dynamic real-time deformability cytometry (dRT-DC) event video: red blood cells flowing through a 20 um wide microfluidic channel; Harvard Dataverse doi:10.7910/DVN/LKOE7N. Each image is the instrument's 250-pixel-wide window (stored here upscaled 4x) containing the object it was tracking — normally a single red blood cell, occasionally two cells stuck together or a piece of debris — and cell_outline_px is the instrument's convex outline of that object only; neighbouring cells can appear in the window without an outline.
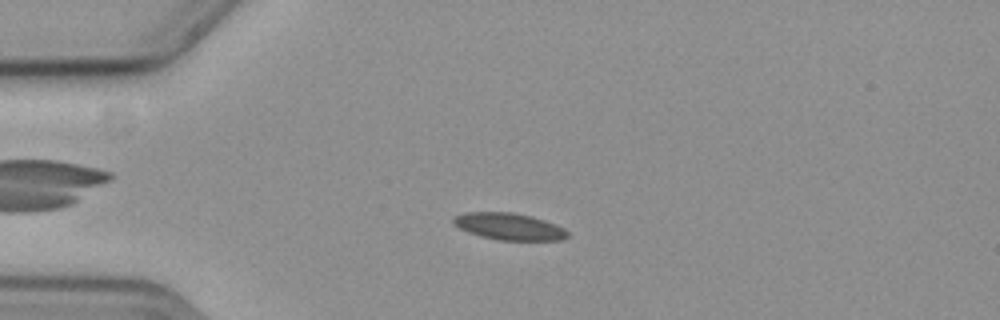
{"species": "common noctule bat (a hibernating species)", "species_latin": "Nyctalus noctula", "temperature_condition": "cold", "stored_images_in_passage": 52, "camera_frame_rate_fps": 3000, "um_per_image_px": 0.085, "animal": {"sex": "female", "body_mass_g": 19.3, "forearm_length_mm": 54.1}, "frame": {"image": 1, "passage_image": 8, "time_ms": 2.333, "image_size_px": [1000, 320], "cell_outline_px": [[568, 236], [560, 240], [496, 240], [480, 236], [468, 232], [452, 224], [452, 216], [464, 212], [512, 212], [532, 216], [556, 224], [564, 228], [568, 232]], "centroid_in_image_um": [43.23, 19.24], "position_along_channel_um": 41.8, "area_um2": 18.03}}
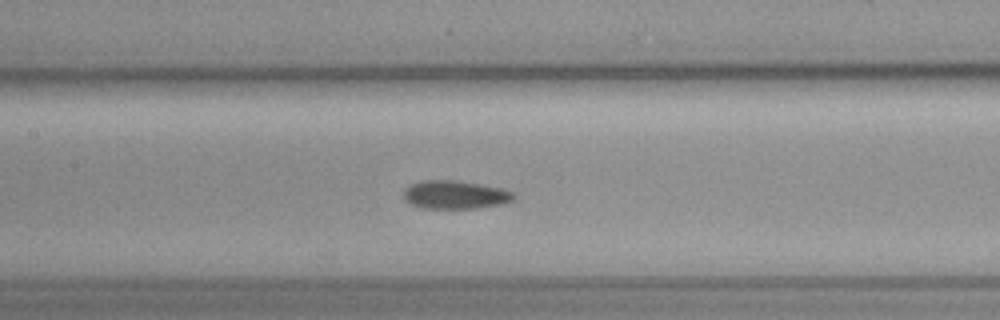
{"frame": {"image": 2, "passage_image": 21, "time_ms": 6.667, "image_size_px": [1000, 320], "cell_outline_px": [[516, 196], [512, 200], [504, 204], [476, 208], [420, 208], [404, 200], [404, 188], [420, 180], [452, 180], [504, 188], [516, 192]], "centroid_in_image_um": [38.71, 16.55], "position_along_channel_um": 168.7, "area_um2": 18.32}}
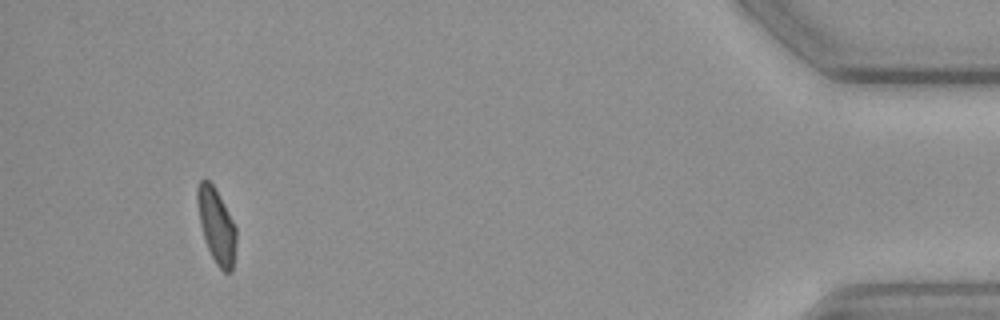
{"frame": {"image": 3, "passage_image": 48, "time_ms": 15.667, "image_size_px": [1000, 320], "cell_outline_px": [[236, 240], [232, 272], [224, 272], [216, 264], [208, 248], [200, 224], [196, 200], [196, 188], [200, 180], [204, 176], [212, 184], [228, 212], [236, 228]], "centroid_in_image_um": [18.38, 19.16], "position_along_channel_um": 416.8, "area_um2": 16.7}, "authors_computed_cell_mechanics": {"area_um2": 17.9469, "velocity_mm_per_s": 3.5807, "shape_relaxation_time_tau1_ms": null, "shape_relaxation_time_tau2_ms": 2.9919, "deformation_change_tau1": null, "deformation_change_tau2": 0.089}}